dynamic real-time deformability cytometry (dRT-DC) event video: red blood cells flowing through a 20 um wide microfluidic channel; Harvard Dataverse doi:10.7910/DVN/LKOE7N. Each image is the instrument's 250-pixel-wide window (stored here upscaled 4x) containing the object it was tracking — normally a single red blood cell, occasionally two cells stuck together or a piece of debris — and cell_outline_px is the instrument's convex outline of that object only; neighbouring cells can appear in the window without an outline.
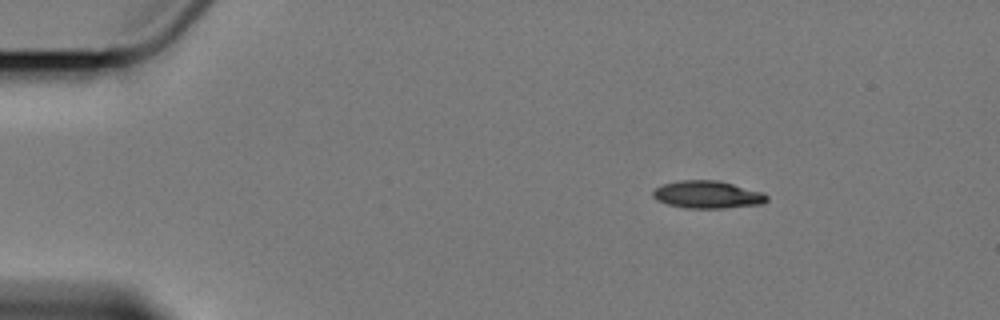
{"species": "Egyptian fruit bat (a non-hibernating species)", "species_latin": "Rousettus aegyptiacus", "temperature_condition": "cold", "stored_images_in_passage": 5, "camera_frame_rate_fps": 3000, "um_per_image_px": 0.085, "animal": {"sex": "female"}, "frame": {"image": 1, "passage_image": 1, "time_ms": 0.0, "image_size_px": [1000, 320], "cell_outline_px": [[768, 200], [764, 204], [724, 208], [684, 208], [668, 204], [656, 200], [652, 196], [652, 192], [656, 188], [664, 184], [680, 180], [716, 180], [764, 192], [768, 196]], "centroid_in_image_um": [60.16, 16.55], "position_along_channel_um": 24.8, "area_um2": 18.32}}
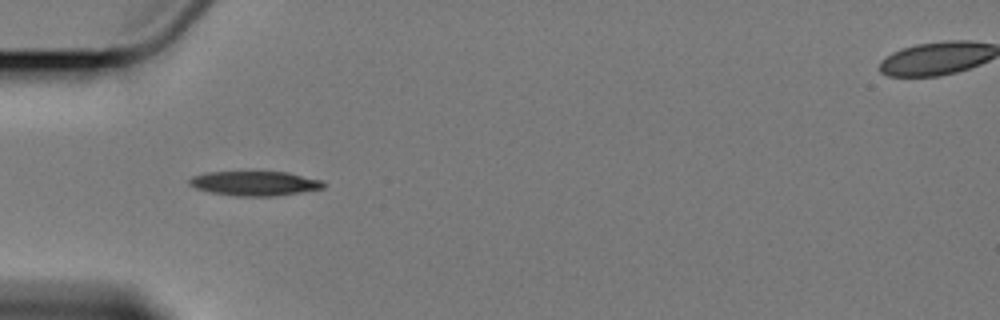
{"frame": {"image": 2, "passage_image": 4, "time_ms": 3.333, "image_size_px": [1000, 320], "cell_outline_px": [[324, 188], [276, 196], [236, 196], [212, 192], [196, 188], [188, 184], [188, 180], [192, 176], [208, 172], [288, 172], [320, 180], [324, 184]], "centroid_in_image_um": [21.63, 15.59], "position_along_channel_um": 63.4, "area_um2": 18.96}}
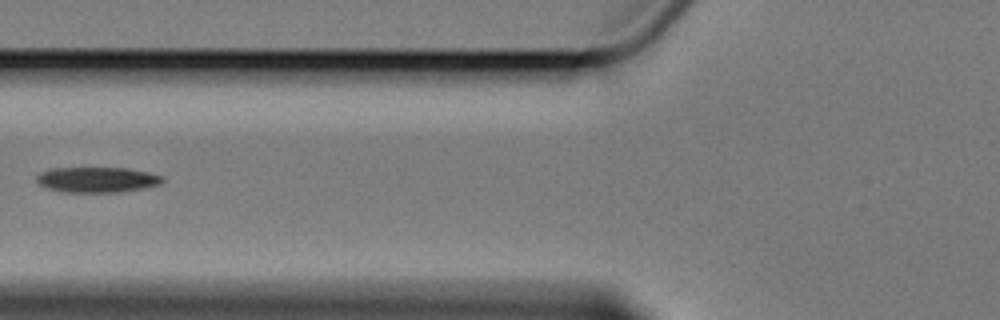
{"frame": {"image": 3, "passage_image": 5, "time_ms": 5.0, "image_size_px": [1000, 320], "cell_outline_px": [[164, 180], [160, 184], [120, 192], [68, 192], [48, 188], [40, 184], [36, 180], [36, 176], [40, 172], [56, 168], [128, 168], [148, 172], [164, 176]], "centroid_in_image_um": [8.27, 15.26], "position_along_channel_um": 117.5, "area_um2": 18.44}}